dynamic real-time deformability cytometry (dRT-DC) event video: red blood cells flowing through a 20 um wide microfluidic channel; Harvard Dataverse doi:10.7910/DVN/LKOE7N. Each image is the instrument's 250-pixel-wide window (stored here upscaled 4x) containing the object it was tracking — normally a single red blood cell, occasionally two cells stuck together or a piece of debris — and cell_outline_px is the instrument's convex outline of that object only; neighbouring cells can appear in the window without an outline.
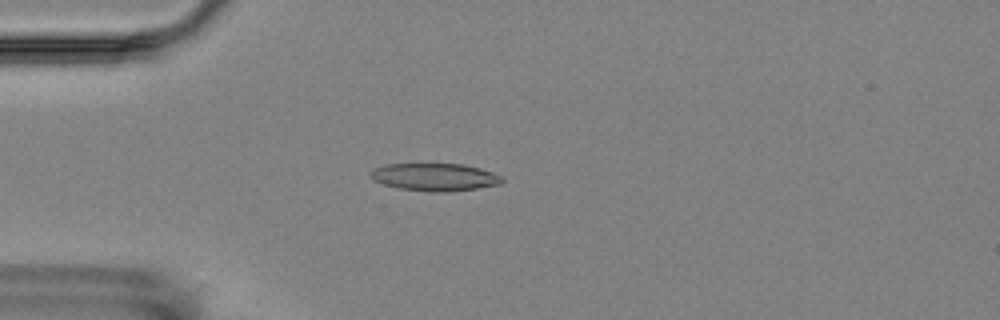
{"species": "Egyptian fruit bat (a non-hibernating species)", "species_latin": "Rousettus aegyptiacus", "temperature_condition": "room temperature", "stored_images_in_passage": 8, "camera_frame_rate_fps": 3000, "um_per_image_px": 0.085, "animal": {"sex": "female"}, "frame": {"image": 1, "passage_image": 4, "time_ms": 4.667, "image_size_px": [1000, 320], "cell_outline_px": [[504, 180], [500, 184], [476, 188], [448, 192], [432, 192], [400, 188], [384, 184], [372, 180], [368, 172], [372, 168], [384, 164], [464, 164], [480, 168], [492, 172], [500, 176]], "centroid_in_image_um": [36.91, 15.04], "position_along_channel_um": 48.1, "area_um2": 21.21}}
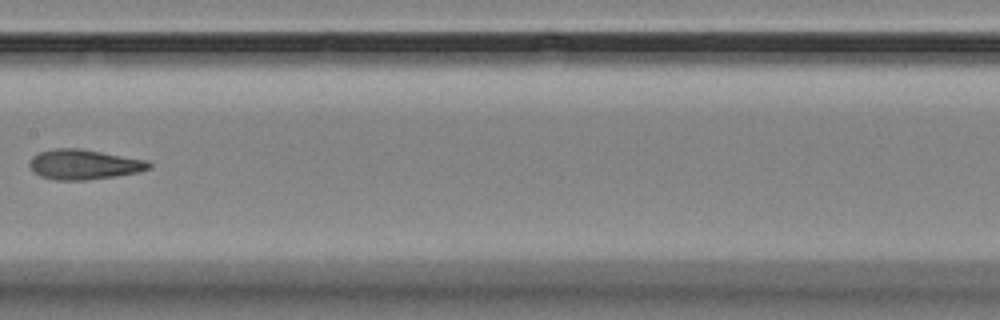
{"frame": {"image": 2, "passage_image": 8, "time_ms": 9.333, "image_size_px": [1000, 320], "cell_outline_px": [[152, 168], [140, 172], [116, 176], [84, 180], [52, 180], [40, 176], [32, 172], [28, 164], [32, 156], [40, 152], [56, 148], [80, 148], [148, 160], [152, 164]], "centroid_in_image_um": [7.14, 13.98], "position_along_channel_um": 200.3, "area_um2": 21.15}}